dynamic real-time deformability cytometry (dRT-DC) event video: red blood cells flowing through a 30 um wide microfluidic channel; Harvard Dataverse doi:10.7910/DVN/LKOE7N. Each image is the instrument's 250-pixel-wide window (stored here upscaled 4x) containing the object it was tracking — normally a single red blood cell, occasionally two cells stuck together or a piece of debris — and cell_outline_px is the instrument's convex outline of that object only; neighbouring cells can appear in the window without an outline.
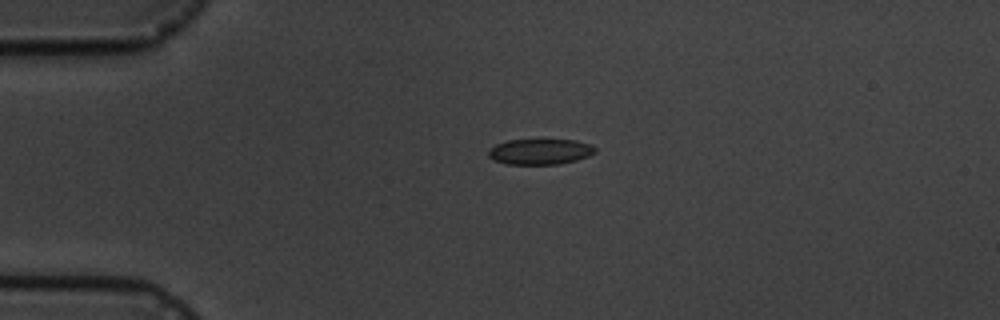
{"species": "common noctule bat (a hibernating species)", "species_latin": "Nyctalus noctula", "temperature_condition": "cold", "stored_images_in_passage": 2, "camera_frame_rate_fps": 3000, "um_per_image_px": 0.085, "animal": {"sex": "male", "body_mass_g": 19.5, "forearm_length_mm": 54.6}, "frame": {"image": 1, "passage_image": 1, "time_ms": 0.0, "image_size_px": [1000, 320], "cell_outline_px": [[596, 152], [588, 156], [576, 160], [560, 164], [508, 164], [496, 160], [488, 156], [488, 148], [496, 144], [508, 140], [576, 140], [588, 144], [596, 148]], "centroid_in_image_um": [45.9, 12.89], "position_along_channel_um": 39.1, "area_um2": 15.84}}